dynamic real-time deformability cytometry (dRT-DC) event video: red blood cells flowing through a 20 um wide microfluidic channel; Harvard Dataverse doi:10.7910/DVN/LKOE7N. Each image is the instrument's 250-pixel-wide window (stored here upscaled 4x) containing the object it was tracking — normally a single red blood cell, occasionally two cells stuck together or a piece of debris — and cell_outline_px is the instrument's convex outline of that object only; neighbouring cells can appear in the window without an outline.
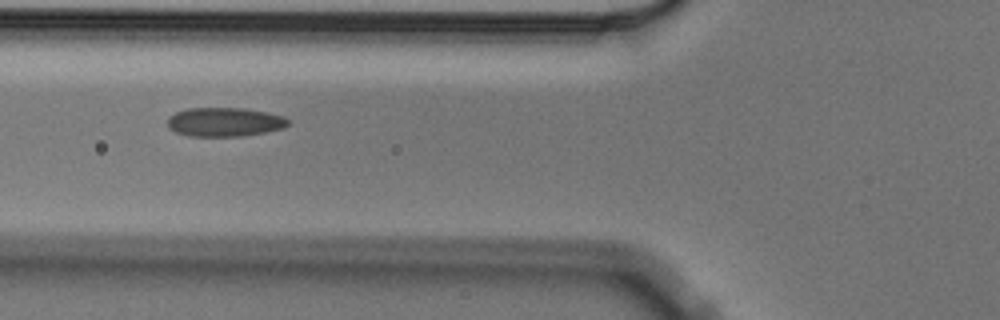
{"species": "Egyptian fruit bat (a non-hibernating species)", "species_latin": "Rousettus aegyptiacus", "temperature_condition": "cold", "stored_images_in_passage": 5, "camera_frame_rate_fps": 3000, "um_per_image_px": 0.085, "animal": {"sex": "male"}, "frame": {"image": 1, "passage_image": 4, "time_ms": 1.0, "image_size_px": [1000, 320], "cell_outline_px": [[288, 124], [284, 128], [264, 132], [240, 136], [188, 136], [176, 132], [168, 124], [168, 116], [176, 112], [188, 108], [244, 108], [268, 112], [284, 116], [288, 120]], "centroid_in_image_um": [19.1, 10.36], "position_along_channel_um": 106.7, "area_um2": 20.29}}
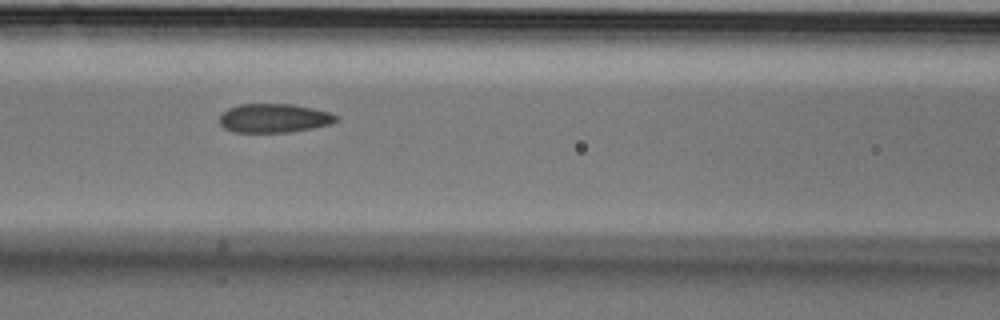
{"frame": {"image": 2, "passage_image": 5, "time_ms": 1.333, "image_size_px": [1000, 320], "cell_outline_px": [[336, 120], [332, 124], [312, 128], [288, 132], [232, 132], [224, 128], [220, 124], [220, 116], [228, 108], [240, 104], [292, 104], [312, 108], [328, 112], [336, 116]], "centroid_in_image_um": [23.26, 10.04], "position_along_channel_um": 143.3, "area_um2": 19.48}}